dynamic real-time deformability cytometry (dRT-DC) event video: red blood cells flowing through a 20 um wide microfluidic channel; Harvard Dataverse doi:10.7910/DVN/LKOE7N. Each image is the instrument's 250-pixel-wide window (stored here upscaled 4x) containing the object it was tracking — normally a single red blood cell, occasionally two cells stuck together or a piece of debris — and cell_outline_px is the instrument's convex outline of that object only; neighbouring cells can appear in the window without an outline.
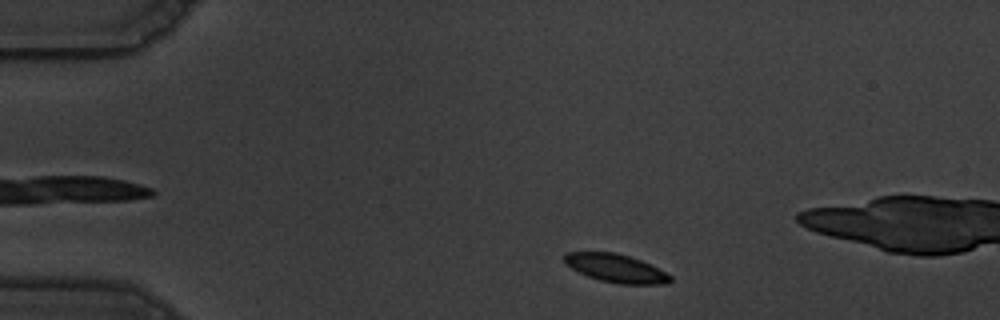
{"species": "common noctule bat (a hibernating species)", "species_latin": "Nyctalus noctula", "temperature_condition": "warm", "stored_images_in_passage": 50, "camera_frame_rate_fps": 3000, "um_per_image_px": 0.085, "animal": {"sex": "male", "body_mass_g": 19.5, "forearm_length_mm": 54.6}, "frame": {"image": 1, "passage_image": 3, "time_ms": 0.667, "image_size_px": [1000, 320], "cell_outline_px": [[672, 280], [664, 284], [620, 284], [600, 280], [588, 276], [564, 264], [564, 256], [568, 252], [616, 252], [640, 260], [672, 276]], "centroid_in_image_um": [52.33, 22.8], "position_along_channel_um": 32.7, "area_um2": 17.17}}
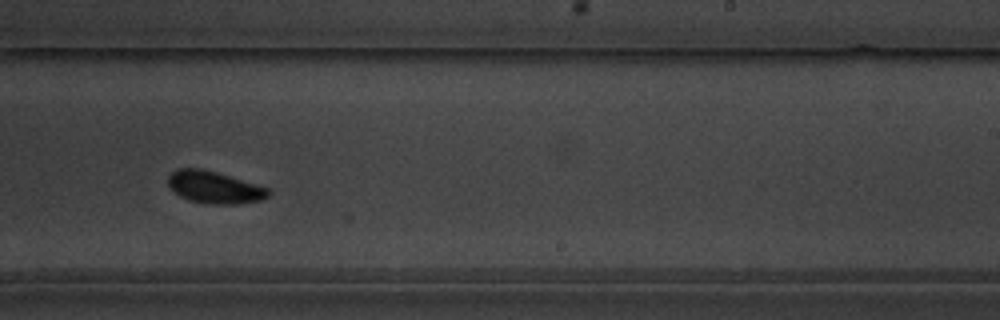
{"frame": {"image": 2, "passage_image": 28, "time_ms": 9.0, "image_size_px": [1000, 320], "cell_outline_px": [[272, 192], [268, 196], [260, 200], [236, 204], [212, 204], [188, 200], [172, 192], [168, 184], [168, 176], [176, 168], [200, 168], [216, 172], [256, 184], [268, 188]], "centroid_in_image_um": [18.19, 15.92], "position_along_channel_um": 270.8, "area_um2": 18.79}}
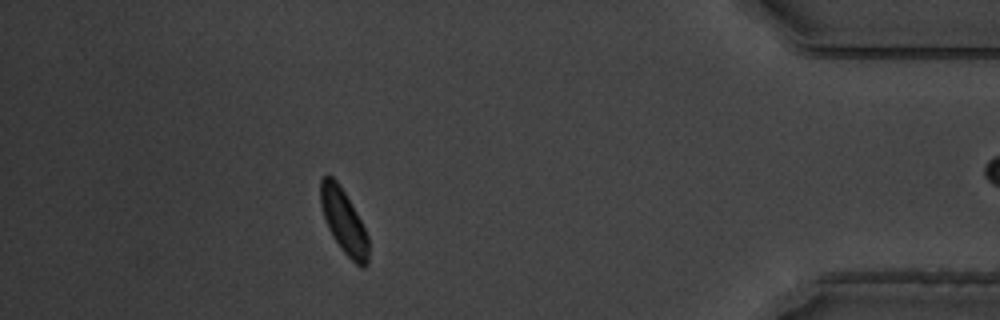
{"frame": {"image": 3, "passage_image": 43, "time_ms": 14.0, "image_size_px": [1000, 320], "cell_outline_px": [[368, 264], [364, 268], [360, 268], [340, 248], [332, 236], [328, 228], [320, 204], [320, 180], [324, 176], [332, 176], [340, 184], [356, 212], [368, 236]], "centroid_in_image_um": [29.21, 18.83], "position_along_channel_um": 406.0, "area_um2": 17.86}}